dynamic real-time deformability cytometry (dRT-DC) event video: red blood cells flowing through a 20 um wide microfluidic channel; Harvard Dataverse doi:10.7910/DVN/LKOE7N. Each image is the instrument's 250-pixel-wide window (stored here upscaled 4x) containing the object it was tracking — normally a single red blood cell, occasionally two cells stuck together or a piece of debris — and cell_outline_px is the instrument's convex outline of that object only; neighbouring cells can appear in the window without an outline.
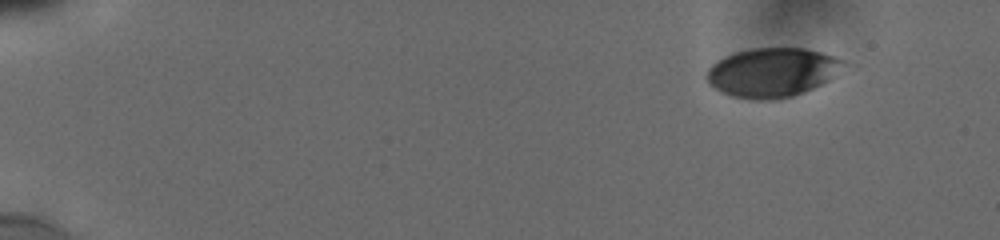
{"species": "human", "species_latin": "Homo sapiens", "temperature_condition": "cold", "stored_images_in_passage": 15, "camera_frame_rate_fps": 3000, "um_per_image_px": 0.085, "donor": {"sex": "male"}, "frame": {"image": 1, "passage_image": 1, "time_ms": 0.0, "image_size_px": [1000, 240], "cell_outline_px": [[840, 60], [828, 80], [812, 88], [792, 96], [780, 100], [756, 100], [732, 96], [708, 84], [704, 76], [708, 68], [712, 64], [736, 52], [752, 48], [804, 48], [820, 52], [832, 56]], "centroid_in_image_um": [65.51, 6.17], "position_along_channel_um": 19.5, "area_um2": 38.15}}
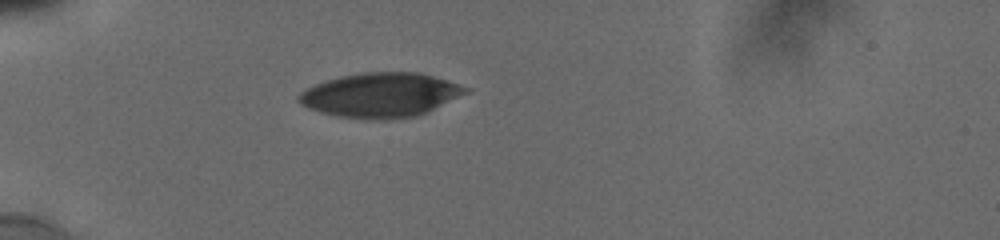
{"frame": {"image": 2, "passage_image": 11, "time_ms": 4.0, "image_size_px": [1000, 240], "cell_outline_px": [[472, 88], [468, 92], [416, 116], [384, 120], [372, 120], [336, 116], [320, 112], [308, 108], [300, 104], [296, 96], [300, 92], [316, 84], [340, 76], [364, 72], [420, 72], [448, 80]], "centroid_in_image_um": [32.34, 8.08], "position_along_channel_um": 52.7, "area_um2": 43.12}}